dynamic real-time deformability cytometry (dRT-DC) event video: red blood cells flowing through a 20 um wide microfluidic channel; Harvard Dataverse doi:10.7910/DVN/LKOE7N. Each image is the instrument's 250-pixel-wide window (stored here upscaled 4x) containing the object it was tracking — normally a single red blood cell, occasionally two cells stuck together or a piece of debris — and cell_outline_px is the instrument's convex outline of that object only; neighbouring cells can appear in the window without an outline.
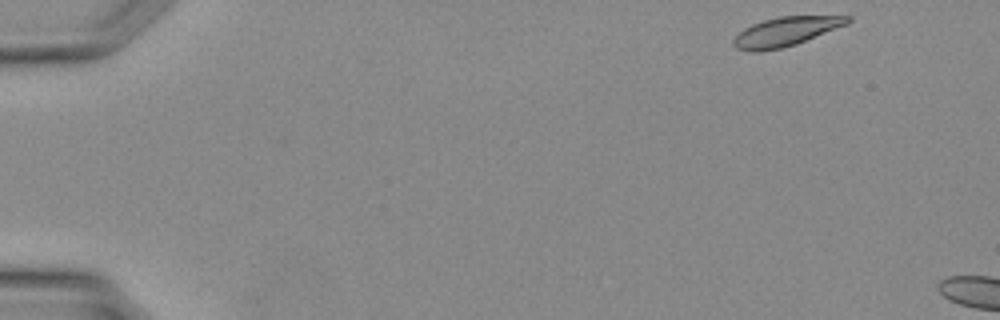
{"species": "Egyptian fruit bat (a non-hibernating species)", "species_latin": "Rousettus aegyptiacus", "temperature_condition": "warm", "stored_images_in_passage": 4, "camera_frame_rate_fps": 3000, "um_per_image_px": 0.085, "animal": {"sex": "female"}, "frame": {"image": 1, "passage_image": 1, "time_ms": 0.0, "image_size_px": [1000, 320], "cell_outline_px": [[852, 20], [848, 24], [796, 44], [784, 48], [760, 52], [748, 52], [736, 48], [732, 44], [732, 40], [744, 28], [752, 24], [764, 20], [780, 16], [852, 16]], "centroid_in_image_um": [66.77, 2.7], "position_along_channel_um": 18.2, "area_um2": 19.48}}